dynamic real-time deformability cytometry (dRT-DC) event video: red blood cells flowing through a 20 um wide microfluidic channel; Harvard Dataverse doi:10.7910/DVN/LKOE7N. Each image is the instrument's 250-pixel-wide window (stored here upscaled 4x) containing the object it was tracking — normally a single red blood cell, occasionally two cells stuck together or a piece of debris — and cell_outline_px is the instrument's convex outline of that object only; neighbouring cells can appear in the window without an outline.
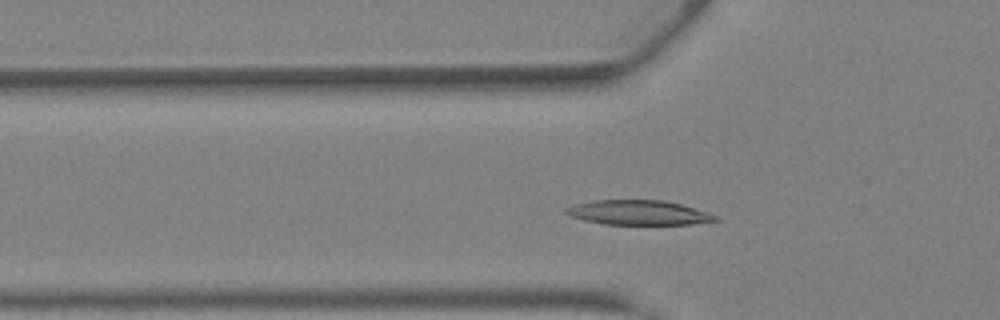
{"species": "Egyptian fruit bat (a non-hibernating species)", "species_latin": "Rousettus aegyptiacus", "temperature_condition": "warm", "stored_images_in_passage": 23, "camera_frame_rate_fps": 3000, "um_per_image_px": 0.085, "animal": {"sex": "female"}, "frame": {"image": 1, "passage_image": 8, "time_ms": 2.333, "image_size_px": [1000, 320], "cell_outline_px": [[720, 220], [692, 224], [604, 224], [584, 220], [568, 216], [564, 212], [564, 208], [576, 204], [592, 200], [664, 200], [680, 204], [716, 216]], "centroid_in_image_um": [54.19, 18.07], "position_along_channel_um": 71.6, "area_um2": 21.27}}
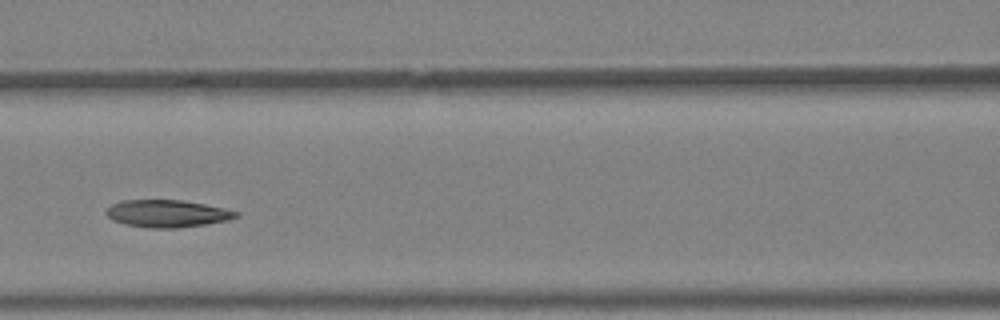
{"frame": {"image": 2, "passage_image": 13, "time_ms": 4.0, "image_size_px": [1000, 320], "cell_outline_px": [[240, 216], [228, 220], [208, 224], [176, 228], [148, 228], [124, 224], [112, 220], [104, 212], [112, 204], [124, 200], [180, 200], [204, 204], [224, 208], [240, 212]], "centroid_in_image_um": [14.23, 18.16], "position_along_channel_um": 152.4, "area_um2": 20.75}}
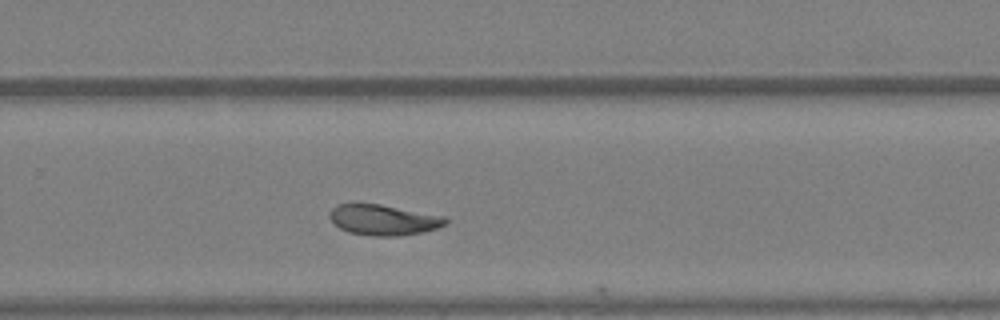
{"frame": {"image": 3, "passage_image": 22, "time_ms": 7.0, "image_size_px": [1000, 320], "cell_outline_px": [[448, 220], [444, 224], [436, 228], [424, 232], [400, 236], [372, 236], [348, 232], [340, 228], [328, 216], [328, 212], [336, 204], [352, 200], [356, 200], [380, 204], [444, 216]], "centroid_in_image_um": [32.5, 18.64], "position_along_channel_um": 297.3, "area_um2": 21.27}}